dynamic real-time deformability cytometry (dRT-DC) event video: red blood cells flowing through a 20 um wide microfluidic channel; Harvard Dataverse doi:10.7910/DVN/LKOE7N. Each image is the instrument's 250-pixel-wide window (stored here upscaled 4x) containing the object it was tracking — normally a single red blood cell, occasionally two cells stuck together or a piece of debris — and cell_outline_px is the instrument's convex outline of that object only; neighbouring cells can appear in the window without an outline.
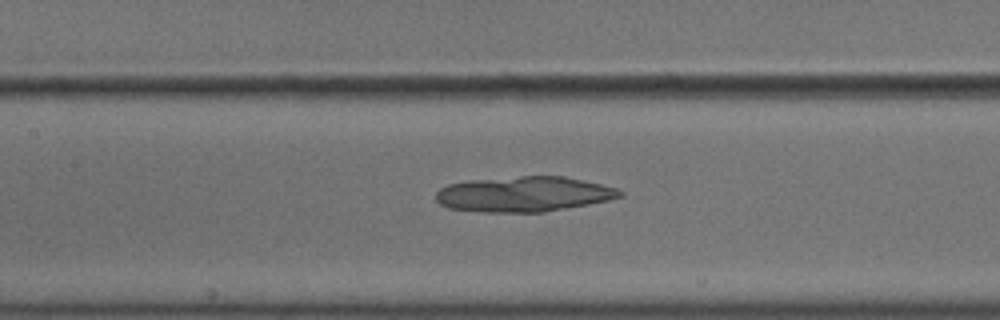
{"species": "common noctule bat (a hibernating species)", "species_latin": "Nyctalus noctula", "temperature_condition": "cold", "stored_images_in_passage": 56, "camera_frame_rate_fps": 3000, "um_per_image_px": 0.085, "animal": {"sex": "male", "body_mass_g": 18.8}, "frame": {"image": 1, "passage_image": 27, "time_ms": 8.667, "image_size_px": [1000, 320], "cell_outline_px": [[624, 196], [608, 200], [588, 204], [544, 212], [480, 212], [448, 208], [440, 204], [436, 200], [436, 192], [440, 188], [448, 184], [468, 180], [520, 176], [564, 176], [600, 184], [616, 188], [624, 192]], "centroid_in_image_um": [44.5, 16.5], "position_along_channel_um": 162.9, "area_um2": 37.86}}
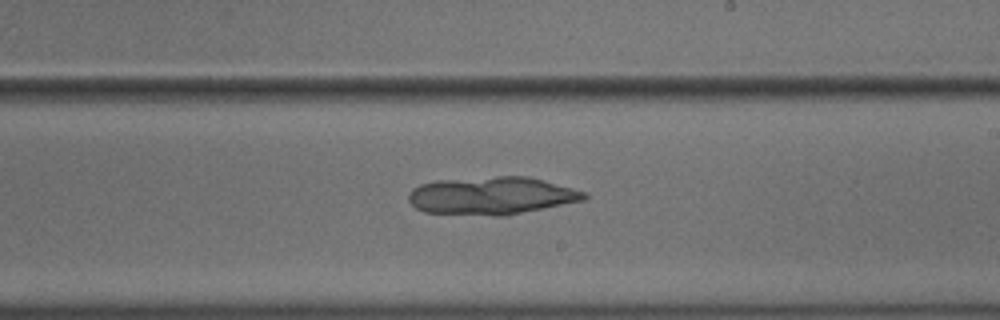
{"frame": {"image": 2, "passage_image": 34, "time_ms": 11.0, "image_size_px": [1000, 320], "cell_outline_px": [[588, 196], [584, 200], [504, 216], [496, 216], [424, 212], [416, 208], [408, 200], [408, 192], [412, 188], [420, 184], [436, 180], [496, 176], [528, 176], [544, 180], [572, 188], [584, 192]], "centroid_in_image_um": [41.75, 16.63], "position_along_channel_um": 247.3, "area_um2": 38.67}}
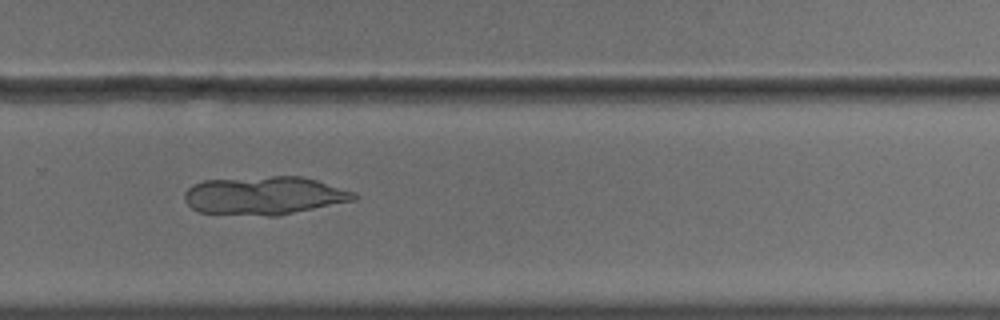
{"frame": {"image": 3, "passage_image": 39, "time_ms": 12.667, "image_size_px": [1000, 320], "cell_outline_px": [[360, 196], [356, 200], [280, 216], [268, 216], [200, 212], [192, 208], [184, 200], [184, 192], [192, 184], [204, 180], [272, 176], [300, 176], [316, 180], [356, 192]], "centroid_in_image_um": [22.5, 16.63], "position_along_channel_um": 307.3, "area_um2": 38.09}}